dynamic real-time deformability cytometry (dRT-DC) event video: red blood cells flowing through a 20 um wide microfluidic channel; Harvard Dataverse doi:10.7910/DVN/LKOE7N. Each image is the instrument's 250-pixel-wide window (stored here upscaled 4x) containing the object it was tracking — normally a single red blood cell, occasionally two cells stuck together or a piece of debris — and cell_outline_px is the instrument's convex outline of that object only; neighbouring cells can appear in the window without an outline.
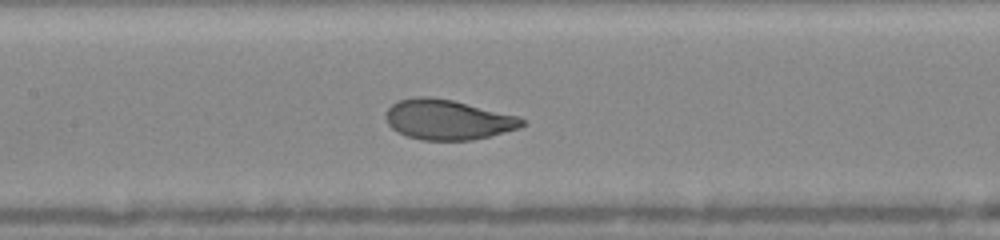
{"species": "human", "species_latin": "Homo sapiens", "temperature_condition": "warm", "stored_images_in_passage": 16, "camera_frame_rate_fps": 3000, "um_per_image_px": 0.085, "donor": {"sex": "female"}, "frame": {"image": 1, "passage_image": 10, "time_ms": 6.0, "image_size_px": [1000, 240], "cell_outline_px": [[528, 124], [520, 128], [472, 140], [420, 140], [396, 132], [388, 124], [384, 116], [388, 108], [396, 100], [416, 96], [428, 96], [452, 100], [520, 116]], "centroid_in_image_um": [38.05, 10.16], "position_along_channel_um": 169.3, "area_um2": 32.08}}
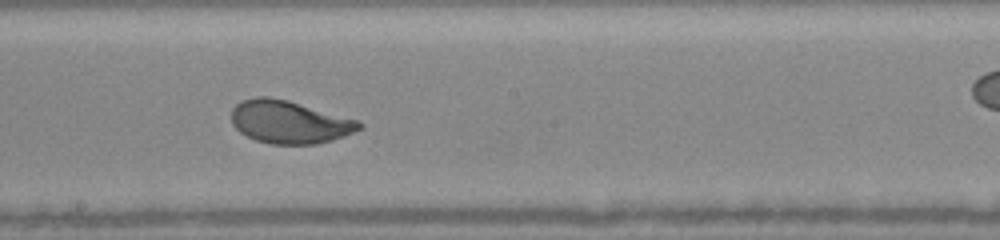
{"frame": {"image": 2, "passage_image": 14, "time_ms": 7.333, "image_size_px": [1000, 240], "cell_outline_px": [[364, 128], [344, 136], [332, 140], [316, 144], [272, 144], [256, 140], [240, 132], [232, 124], [232, 108], [240, 100], [256, 96], [268, 96], [288, 100], [360, 120], [364, 124]], "centroid_in_image_um": [24.62, 10.36], "position_along_channel_um": 223.6, "area_um2": 32.19}}